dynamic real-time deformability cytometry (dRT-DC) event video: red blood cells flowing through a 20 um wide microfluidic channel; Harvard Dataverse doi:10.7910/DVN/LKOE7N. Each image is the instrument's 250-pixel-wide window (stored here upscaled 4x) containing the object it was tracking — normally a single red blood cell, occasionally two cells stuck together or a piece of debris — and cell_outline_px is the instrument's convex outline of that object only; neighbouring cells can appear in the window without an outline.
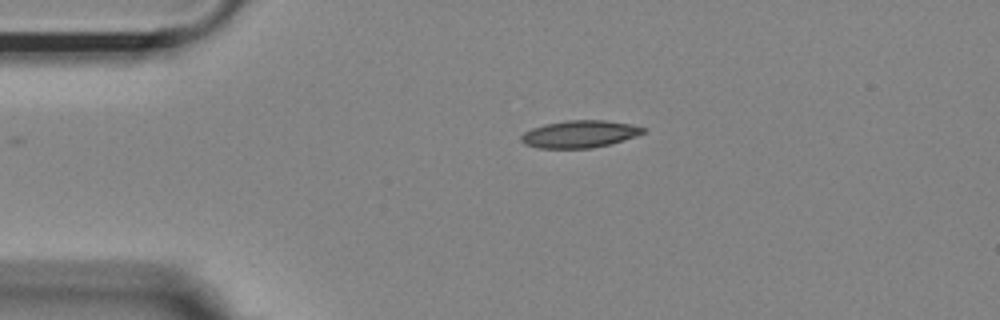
{"species": "Egyptian fruit bat (a non-hibernating species)", "species_latin": "Rousettus aegyptiacus", "temperature_condition": "room temperature", "stored_images_in_passage": 39, "camera_frame_rate_fps": 3000, "um_per_image_px": 0.085, "animal": {"sex": "female"}, "frame": {"image": 1, "passage_image": 1, "time_ms": 0.0, "image_size_px": [1000, 320], "cell_outline_px": [[644, 132], [636, 136], [608, 144], [592, 148], [536, 148], [524, 144], [520, 140], [520, 136], [524, 132], [532, 128], [544, 124], [568, 120], [604, 120], [632, 124], [644, 128]], "centroid_in_image_um": [49.22, 11.39], "position_along_channel_um": 35.8, "area_um2": 19.31}}
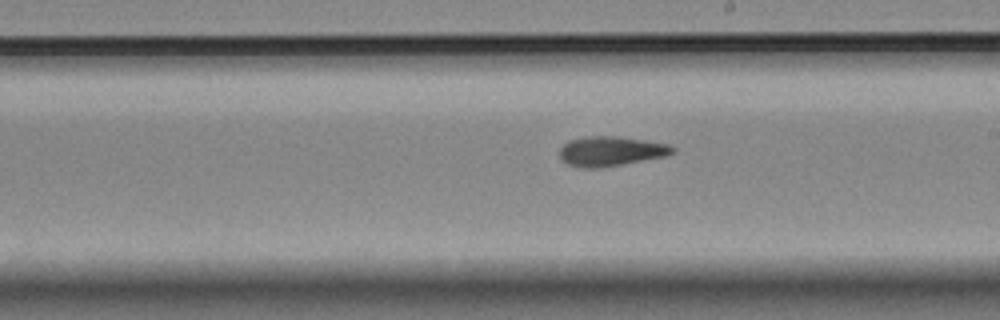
{"frame": {"image": 2, "passage_image": 20, "time_ms": 6.333, "image_size_px": [1000, 320], "cell_outline_px": [[676, 148], [672, 152], [664, 156], [620, 164], [596, 168], [580, 168], [568, 164], [560, 156], [560, 148], [568, 140], [584, 136], [616, 136], [644, 140], [668, 144]], "centroid_in_image_um": [51.88, 12.84], "position_along_channel_um": 237.1, "area_um2": 19.25}}
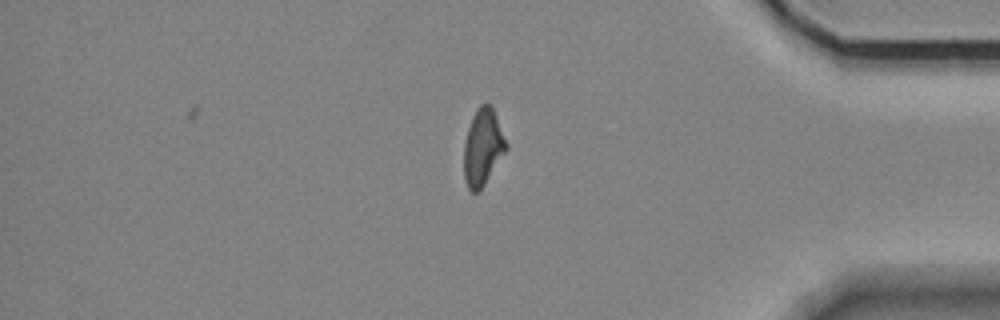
{"frame": {"image": 3, "passage_image": 35, "time_ms": 11.333, "image_size_px": [1000, 320], "cell_outline_px": [[508, 148], [484, 184], [476, 192], [472, 192], [468, 188], [464, 180], [464, 144], [468, 128], [472, 116], [476, 108], [480, 104], [492, 104], [508, 144]], "centroid_in_image_um": [41.05, 12.47], "position_along_channel_um": 394.2, "area_um2": 18.9}}